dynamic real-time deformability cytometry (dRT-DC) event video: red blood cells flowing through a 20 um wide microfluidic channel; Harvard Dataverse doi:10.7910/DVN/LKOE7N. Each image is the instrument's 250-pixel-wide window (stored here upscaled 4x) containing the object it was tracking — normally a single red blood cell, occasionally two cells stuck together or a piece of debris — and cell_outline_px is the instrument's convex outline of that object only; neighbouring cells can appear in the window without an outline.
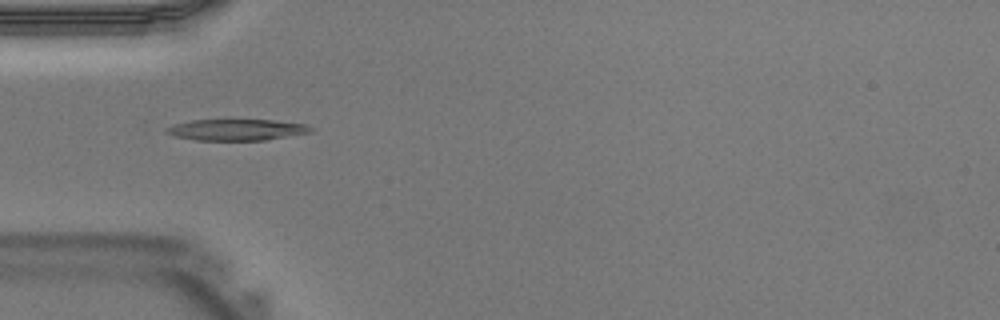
{"species": "Egyptian fruit bat (a non-hibernating species)", "species_latin": "Rousettus aegyptiacus", "temperature_condition": "warm", "stored_images_in_passage": 37, "camera_frame_rate_fps": 3000, "um_per_image_px": 0.085, "animal": {"sex": "male"}, "frame": {"image": 1, "passage_image": 12, "time_ms": 3.667, "image_size_px": [1000, 320], "cell_outline_px": [[316, 128], [312, 132], [264, 140], [196, 140], [176, 136], [168, 132], [164, 128], [176, 124], [192, 120], [272, 120], [308, 124]], "centroid_in_image_um": [20.2, 11.02], "position_along_channel_um": 64.8, "area_um2": 17.74}}
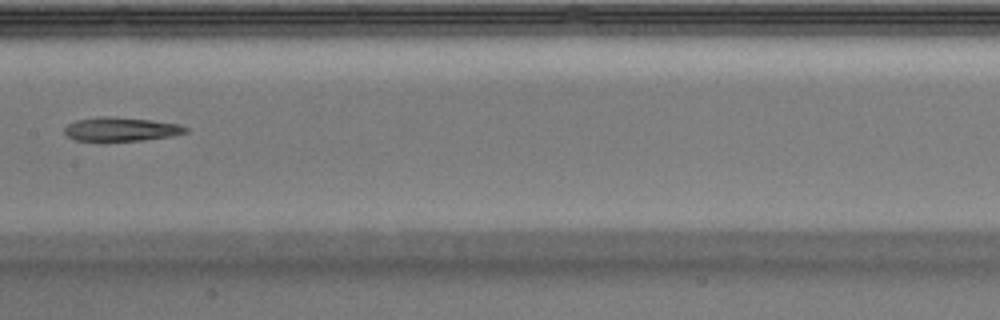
{"frame": {"image": 2, "passage_image": 20, "time_ms": 6.333, "image_size_px": [1000, 320], "cell_outline_px": [[188, 132], [172, 136], [144, 140], [104, 144], [100, 144], [76, 140], [68, 136], [64, 132], [64, 128], [68, 124], [76, 120], [96, 116], [112, 116], [152, 120], [180, 124], [188, 128]], "centroid_in_image_um": [10.24, 11.02], "position_along_channel_um": 197.2, "area_um2": 17.86}}
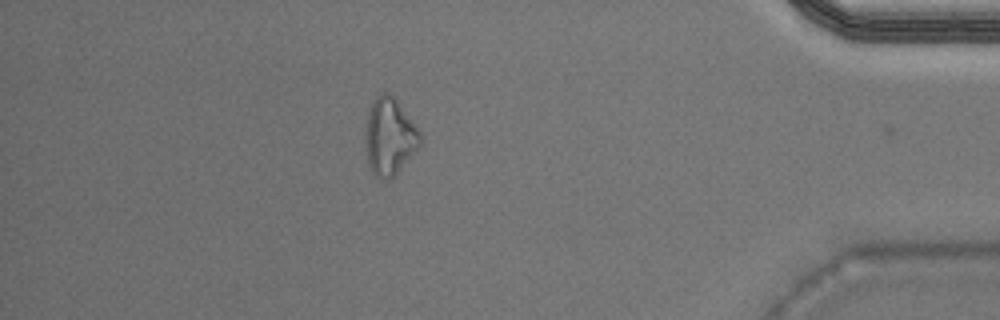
{"frame": {"image": 3, "passage_image": 35, "time_ms": 11.333, "image_size_px": [1000, 320], "cell_outline_px": [[420, 148], [388, 180], [384, 180], [376, 176], [372, 172], [368, 164], [364, 140], [364, 132], [368, 112], [376, 96], [380, 92], [388, 92], [396, 100], [420, 128]], "centroid_in_image_um": [33.1, 11.6], "position_along_channel_um": 402.1, "area_um2": 24.8}}